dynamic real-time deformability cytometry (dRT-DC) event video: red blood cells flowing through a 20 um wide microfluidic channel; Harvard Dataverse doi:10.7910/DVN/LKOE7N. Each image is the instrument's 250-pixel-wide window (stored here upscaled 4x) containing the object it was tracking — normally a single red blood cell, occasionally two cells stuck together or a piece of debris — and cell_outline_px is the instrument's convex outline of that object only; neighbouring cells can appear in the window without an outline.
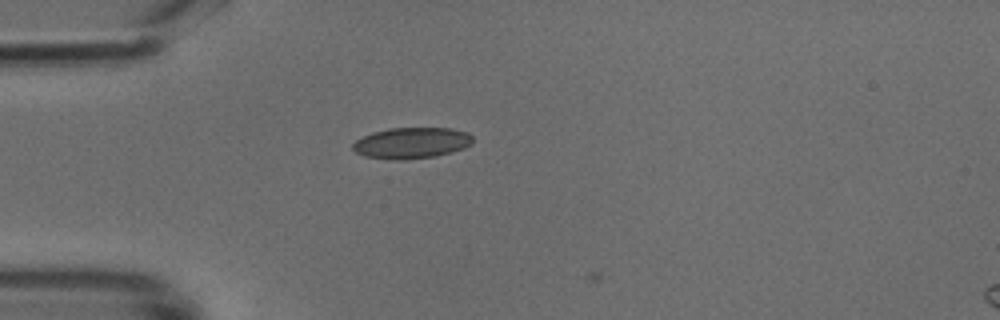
{"species": "common noctule bat (a hibernating species)", "species_latin": "Nyctalus noctula", "temperature_condition": "cold", "stored_images_in_passage": 4, "camera_frame_rate_fps": 3000, "um_per_image_px": 0.085, "animal": {"sex": "male", "body_mass_g": 18.8}, "frame": {"image": 1, "passage_image": 3, "time_ms": 0.667, "image_size_px": [1000, 320], "cell_outline_px": [[472, 144], [464, 148], [452, 152], [436, 156], [404, 160], [396, 160], [364, 156], [356, 152], [352, 148], [352, 144], [356, 140], [372, 132], [388, 128], [452, 128], [468, 132], [472, 136]], "centroid_in_image_um": [34.99, 12.15], "position_along_channel_um": 50.0, "area_um2": 21.85}}